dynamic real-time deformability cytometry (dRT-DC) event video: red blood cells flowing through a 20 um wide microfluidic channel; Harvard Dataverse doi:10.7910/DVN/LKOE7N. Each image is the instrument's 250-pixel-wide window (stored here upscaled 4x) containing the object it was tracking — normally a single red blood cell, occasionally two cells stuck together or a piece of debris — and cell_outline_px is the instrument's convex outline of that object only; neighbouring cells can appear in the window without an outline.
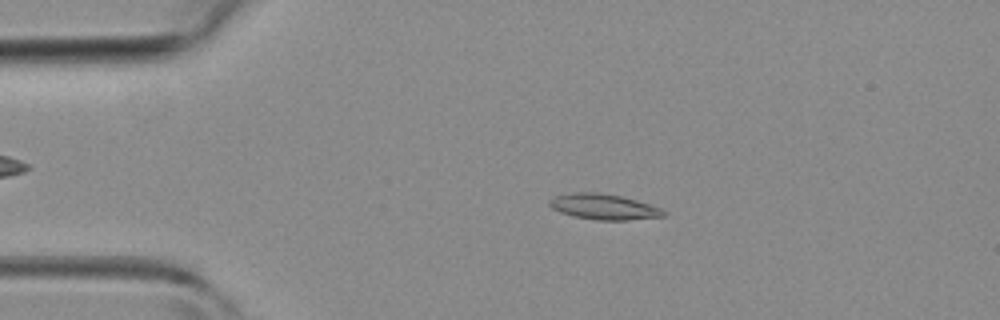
{"species": "common noctule bat (a hibernating species)", "species_latin": "Nyctalus noctula", "temperature_condition": "room temperature", "stored_images_in_passage": 42, "camera_frame_rate_fps": 3000, "um_per_image_px": 0.085, "animal": {"sex": "female", "body_mass_g": 19.3, "forearm_length_mm": 54.1}, "frame": {"image": 1, "passage_image": 8, "time_ms": 2.333, "image_size_px": [1000, 320], "cell_outline_px": [[668, 212], [664, 216], [628, 220], [596, 220], [576, 216], [560, 212], [552, 208], [548, 204], [548, 200], [556, 196], [576, 192], [596, 192], [620, 196], [636, 200], [660, 208]], "centroid_in_image_um": [51.32, 17.58], "position_along_channel_um": 33.7, "area_um2": 16.82}}
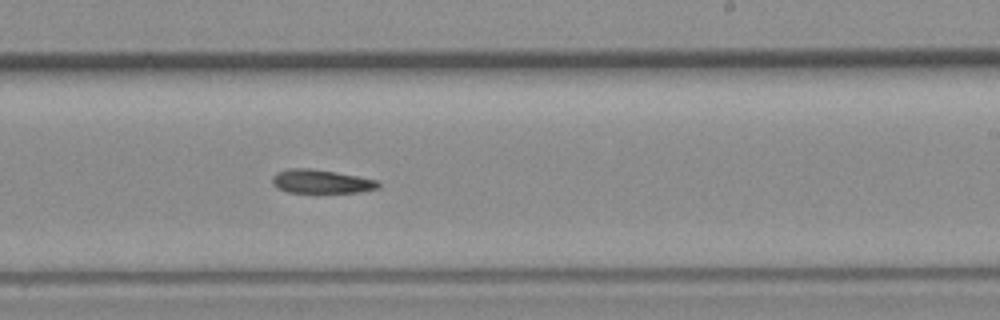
{"frame": {"image": 2, "passage_image": 25, "time_ms": 8.0, "image_size_px": [1000, 320], "cell_outline_px": [[380, 188], [360, 192], [288, 192], [276, 188], [272, 184], [272, 176], [276, 172], [288, 168], [308, 168], [336, 172], [376, 180], [380, 184]], "centroid_in_image_um": [27.26, 15.42], "position_along_channel_um": 261.7, "area_um2": 14.62}}
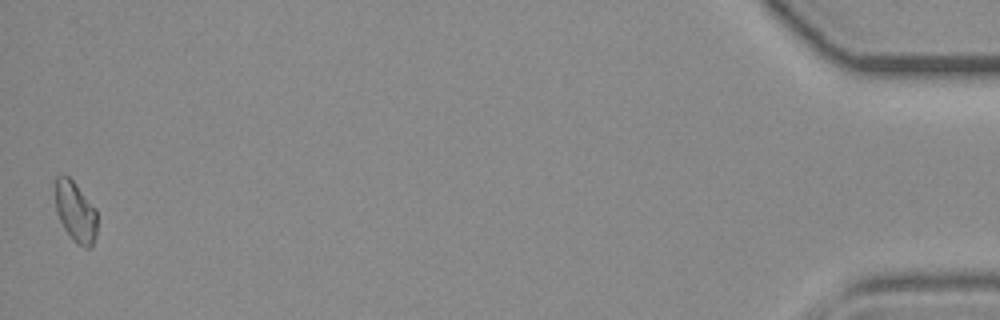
{"frame": {"image": 3, "passage_image": 42, "time_ms": 13.667, "image_size_px": [1000, 320], "cell_outline_px": [[96, 236], [92, 248], [84, 248], [76, 244], [72, 240], [64, 228], [56, 212], [56, 176], [64, 172], [72, 180], [96, 208]], "centroid_in_image_um": [6.42, 18.02], "position_along_channel_um": 428.8, "area_um2": 14.91}}